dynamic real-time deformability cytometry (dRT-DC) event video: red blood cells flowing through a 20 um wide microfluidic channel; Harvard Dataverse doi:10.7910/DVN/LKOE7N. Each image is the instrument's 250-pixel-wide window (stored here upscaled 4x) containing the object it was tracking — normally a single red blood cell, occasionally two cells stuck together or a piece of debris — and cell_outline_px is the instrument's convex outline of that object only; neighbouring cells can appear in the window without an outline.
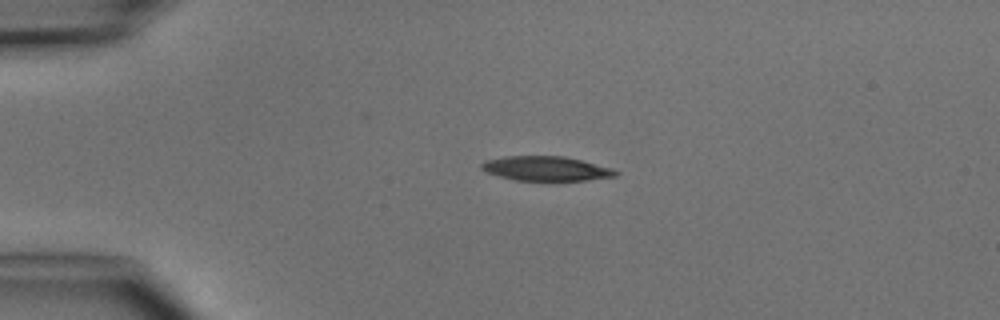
{"species": "common noctule bat (a hibernating species)", "species_latin": "Nyctalus noctula", "temperature_condition": "cold", "stored_images_in_passage": 3, "camera_frame_rate_fps": 3000, "um_per_image_px": 0.085, "animal": {"sex": "male", "body_mass_g": 15.6}, "frame": {"image": 1, "passage_image": 1, "time_ms": 0.0, "image_size_px": [1000, 320], "cell_outline_px": [[620, 172], [616, 176], [584, 180], [516, 180], [500, 176], [488, 172], [480, 168], [480, 164], [484, 160], [504, 156], [564, 156], [612, 168]], "centroid_in_image_um": [46.39, 14.31], "position_along_channel_um": 38.6, "area_um2": 18.96}}